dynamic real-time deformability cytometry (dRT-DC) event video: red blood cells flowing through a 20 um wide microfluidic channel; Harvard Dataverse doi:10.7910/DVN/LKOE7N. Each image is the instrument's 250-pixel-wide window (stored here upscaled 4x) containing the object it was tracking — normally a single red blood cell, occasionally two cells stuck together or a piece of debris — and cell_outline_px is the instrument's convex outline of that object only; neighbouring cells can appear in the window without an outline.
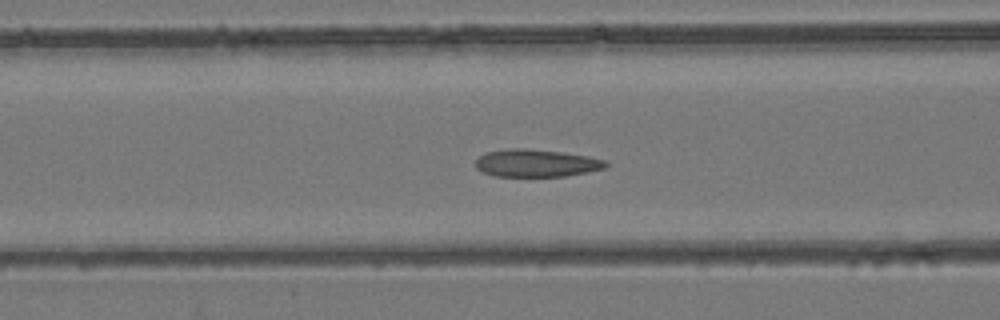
{"species": "common noctule bat (a hibernating species)", "species_latin": "Nyctalus noctula", "temperature_condition": "room temperature", "stored_images_in_passage": 57, "camera_frame_rate_fps": 3000, "um_per_image_px": 0.085, "animal": {"sex": "female", "body_mass_g": 24.6, "forearm_length_mm": 56.2}, "frame": {"image": 1, "passage_image": 24, "time_ms": 7.667, "image_size_px": [1000, 320], "cell_outline_px": [[608, 164], [604, 168], [588, 172], [564, 176], [492, 176], [480, 172], [476, 168], [476, 160], [484, 152], [512, 148], [524, 148], [560, 152], [588, 156], [608, 160]], "centroid_in_image_um": [45.56, 13.87], "position_along_channel_um": 121.0, "area_um2": 20.98}}
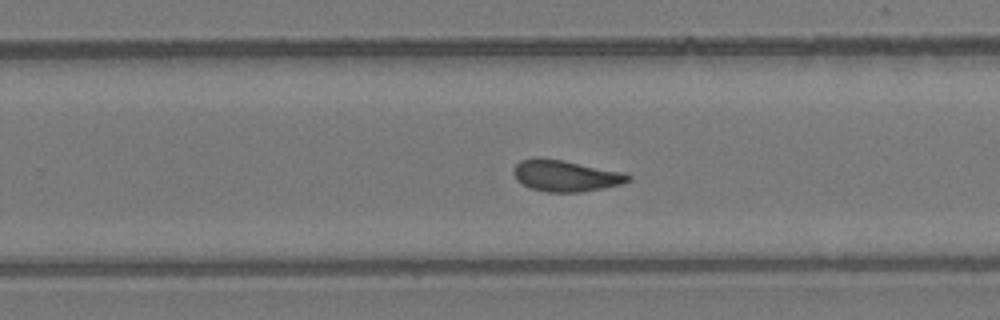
{"frame": {"image": 2, "passage_image": 37, "time_ms": 12.0, "image_size_px": [1000, 320], "cell_outline_px": [[632, 180], [620, 184], [580, 192], [548, 192], [532, 188], [516, 180], [512, 172], [512, 168], [520, 160], [536, 156], [564, 160], [624, 172], [632, 176]], "centroid_in_image_um": [48.05, 14.91], "position_along_channel_um": 281.8, "area_um2": 21.1}}
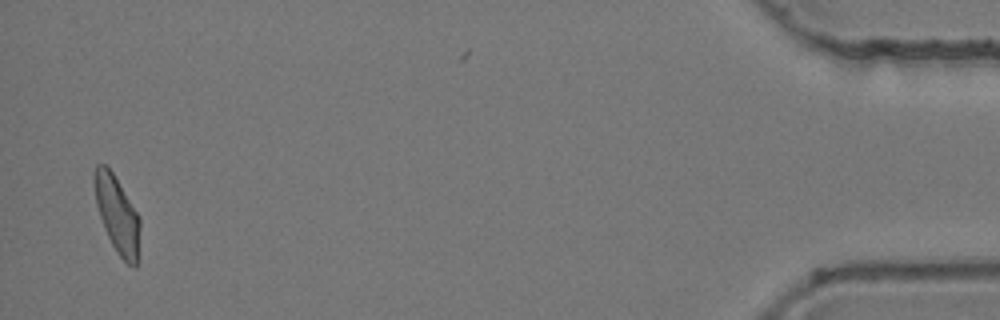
{"frame": {"image": 3, "passage_image": 56, "time_ms": 18.333, "image_size_px": [1000, 320], "cell_outline_px": [[140, 260], [136, 268], [132, 268], [116, 252], [104, 228], [96, 204], [92, 180], [92, 172], [96, 164], [104, 164], [112, 172], [136, 212], [140, 220]], "centroid_in_image_um": [9.96, 18.29], "position_along_channel_um": 425.2, "area_um2": 20.69}, "authors_computed_cell_mechanics": {"area_um2": 21.1548, "velocity_mm_per_s": 3.7081, "shape_relaxation_time_tau1_ms": null, "shape_relaxation_time_tau2_ms": 1.8065, "deformation_change_tau1": null, "deformation_change_tau2": 0.0689}}